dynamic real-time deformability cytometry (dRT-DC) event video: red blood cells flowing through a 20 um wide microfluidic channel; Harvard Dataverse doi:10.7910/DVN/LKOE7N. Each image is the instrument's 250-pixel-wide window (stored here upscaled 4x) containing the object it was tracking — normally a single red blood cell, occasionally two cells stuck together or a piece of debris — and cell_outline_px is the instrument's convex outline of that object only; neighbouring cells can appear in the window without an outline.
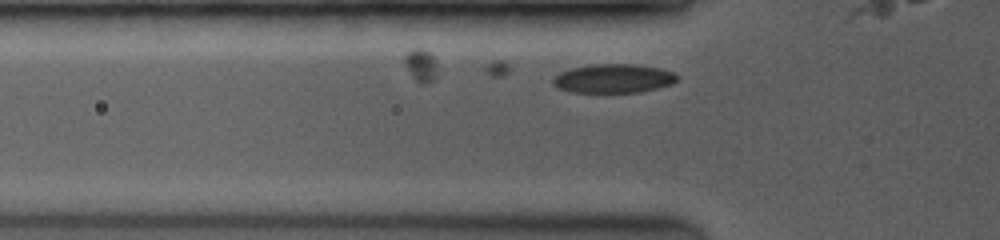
{"species": "common noctule bat (a hibernating species)", "species_latin": "Nyctalus noctula", "temperature_condition": "room temperature", "stored_images_in_passage": 10, "camera_frame_rate_fps": 3500, "um_per_image_px": 0.085, "animal": {"sex": "female", "body_mass_g": 19.0, "forearm_length_mm": 53.3}, "frame": {"image": 1, "passage_image": 4, "time_ms": 0.857, "image_size_px": [1000, 240], "cell_outline_px": [[676, 80], [672, 84], [640, 92], [572, 92], [560, 88], [552, 84], [552, 80], [560, 72], [572, 68], [592, 64], [632, 64], [660, 68], [676, 72]], "centroid_in_image_um": [52.15, 6.66], "position_along_channel_um": 73.6, "area_um2": 20.75}}